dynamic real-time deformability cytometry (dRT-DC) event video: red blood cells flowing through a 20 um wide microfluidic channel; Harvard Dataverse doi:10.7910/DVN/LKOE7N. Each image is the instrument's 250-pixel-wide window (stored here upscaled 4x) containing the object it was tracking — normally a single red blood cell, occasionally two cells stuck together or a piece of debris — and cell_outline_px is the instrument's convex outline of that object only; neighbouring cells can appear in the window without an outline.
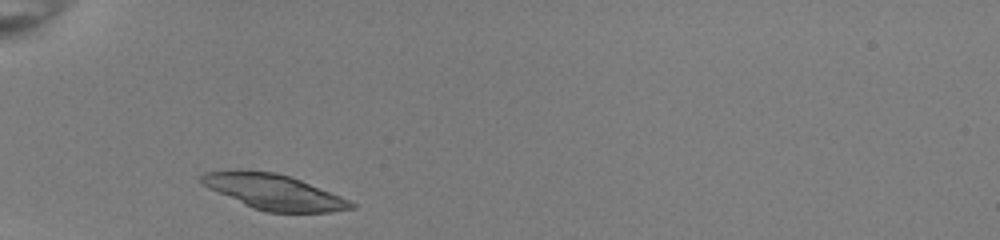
{"species": "common noctule bat (a hibernating species)", "species_latin": "Nyctalus noctula", "temperature_condition": "room temperature", "stored_images_in_passage": 30, "camera_frame_rate_fps": 3000, "um_per_image_px": 0.085, "animal": {"sex": "female", "body_mass_g": 22.0, "forearm_length_mm": 56.7}, "frame": {"image": 1, "passage_image": 1, "time_ms": 0.0, "image_size_px": [1000, 240], "cell_outline_px": [[356, 204], [352, 208], [328, 212], [264, 212], [252, 208], [204, 184], [200, 180], [200, 176], [204, 172], [276, 172], [300, 180], [340, 196]], "centroid_in_image_um": [23.35, 16.35], "position_along_channel_um": 61.7, "area_um2": 29.36}}
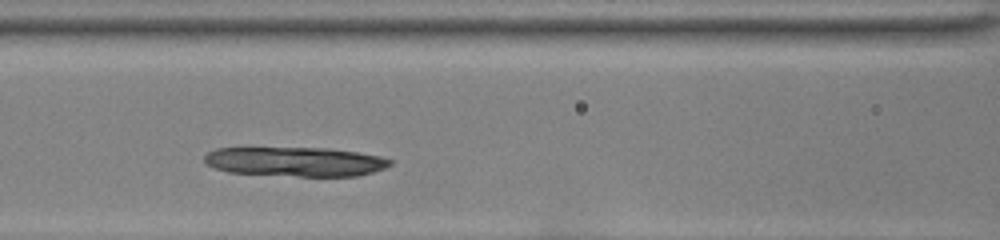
{"frame": {"image": 2, "passage_image": 8, "time_ms": 2.333, "image_size_px": [1000, 240], "cell_outline_px": [[392, 164], [384, 168], [372, 172], [356, 176], [300, 176], [228, 172], [216, 168], [208, 164], [204, 160], [204, 156], [208, 152], [216, 148], [324, 148], [356, 152], [380, 156], [392, 160]], "centroid_in_image_um": [25.11, 13.74], "position_along_channel_um": 141.5, "area_um2": 31.5}}